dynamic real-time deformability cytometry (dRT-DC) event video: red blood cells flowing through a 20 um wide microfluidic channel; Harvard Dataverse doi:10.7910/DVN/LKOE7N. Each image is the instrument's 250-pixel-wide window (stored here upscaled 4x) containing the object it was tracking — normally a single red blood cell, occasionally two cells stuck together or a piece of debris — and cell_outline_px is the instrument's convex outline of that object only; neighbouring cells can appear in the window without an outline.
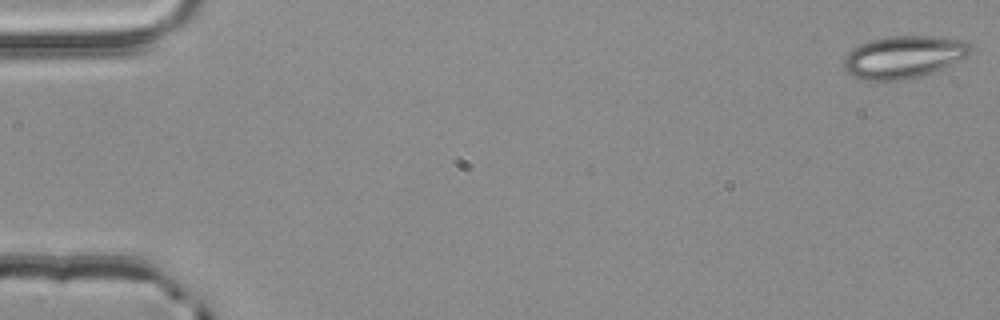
{"species": "common noctule bat (a hibernating species)", "species_latin": "Nyctalus noctula", "temperature_condition": "room temperature", "stored_images_in_passage": 54, "camera_frame_rate_fps": 3000, "um_per_image_px": 0.085, "animal": {"sex": "male", "body_mass_g": 20.4}, "frame": {"image": 1, "passage_image": 1, "time_ms": 0.0, "image_size_px": [1000, 320], "cell_outline_px": [[972, 52], [968, 56], [932, 72], [920, 76], [900, 80], [864, 80], [852, 76], [844, 68], [844, 56], [852, 48], [860, 44], [872, 40], [888, 36], [932, 36], [964, 40], [972, 48]], "centroid_in_image_um": [76.79, 4.83], "position_along_channel_um": 8.2, "area_um2": 31.15}}
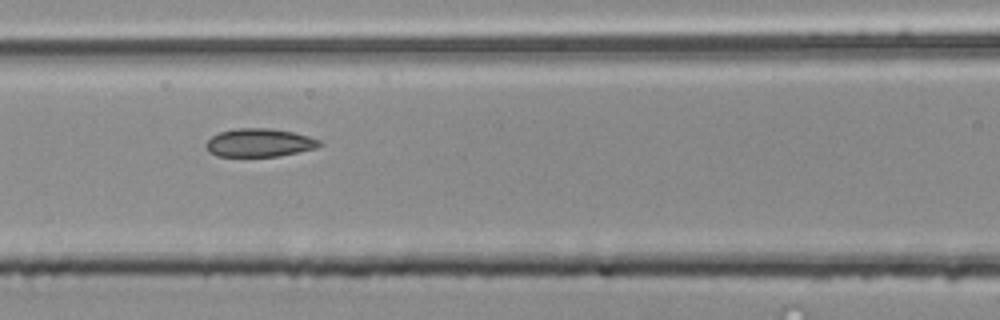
{"frame": {"image": 2, "passage_image": 24, "time_ms": 7.667, "image_size_px": [1000, 320], "cell_outline_px": [[324, 144], [316, 148], [280, 156], [216, 156], [208, 152], [204, 144], [212, 136], [220, 132], [236, 128], [268, 128], [292, 132], [308, 136], [320, 140]], "centroid_in_image_um": [22.03, 12.13], "position_along_channel_um": 144.6, "area_um2": 18.73}}
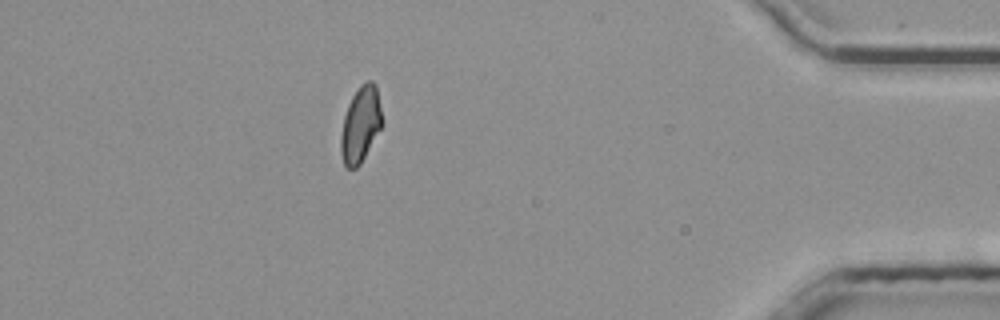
{"frame": {"image": 3, "passage_image": 48, "time_ms": 15.667, "image_size_px": [1000, 320], "cell_outline_px": [[384, 124], [360, 164], [356, 168], [348, 168], [344, 164], [340, 152], [340, 136], [344, 116], [348, 104], [352, 96], [360, 84], [368, 80], [372, 80], [376, 84]], "centroid_in_image_um": [30.66, 10.56], "position_along_channel_um": 404.5, "area_um2": 18.5}, "authors_computed_cell_mechanics": {"area_um2": 18.8428, "velocity_mm_per_s": 3.8479, "shape_relaxation_time_tau1_ms": null, "shape_relaxation_time_tau2_ms": 1.8078, "deformation_change_tau1": null, "deformation_change_tau2": 0.0593}}